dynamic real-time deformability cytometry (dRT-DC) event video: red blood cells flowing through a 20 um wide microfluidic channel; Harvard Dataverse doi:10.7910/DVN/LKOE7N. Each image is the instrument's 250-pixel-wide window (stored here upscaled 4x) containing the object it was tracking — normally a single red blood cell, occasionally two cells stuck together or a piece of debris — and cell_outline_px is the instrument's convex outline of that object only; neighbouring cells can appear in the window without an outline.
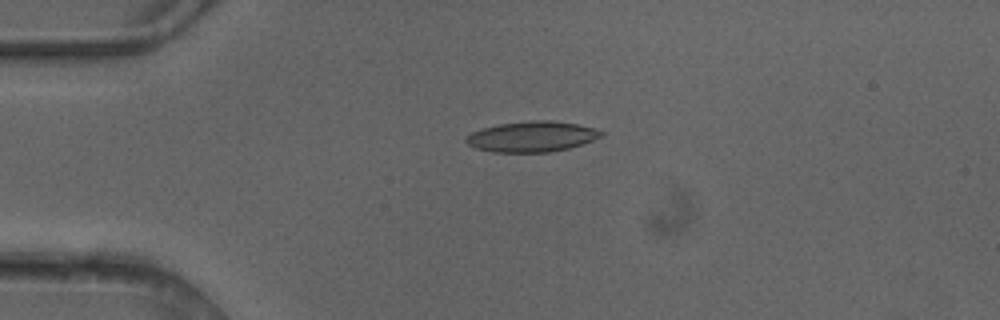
{"species": "common noctule bat (a hibernating species)", "species_latin": "Nyctalus noctula", "temperature_condition": "cold", "stored_images_in_passage": 5, "camera_frame_rate_fps": 3000, "um_per_image_px": 0.085, "animal": {"sex": "female"}, "frame": {"image": 1, "passage_image": 4, "time_ms": 1.0, "image_size_px": [1000, 320], "cell_outline_px": [[604, 136], [568, 148], [548, 152], [492, 152], [476, 148], [468, 144], [464, 140], [472, 132], [484, 128], [500, 124], [532, 120], [552, 120], [576, 124], [596, 128], [604, 132]], "centroid_in_image_um": [45.23, 11.61], "position_along_channel_um": 39.8, "area_um2": 23.87}}